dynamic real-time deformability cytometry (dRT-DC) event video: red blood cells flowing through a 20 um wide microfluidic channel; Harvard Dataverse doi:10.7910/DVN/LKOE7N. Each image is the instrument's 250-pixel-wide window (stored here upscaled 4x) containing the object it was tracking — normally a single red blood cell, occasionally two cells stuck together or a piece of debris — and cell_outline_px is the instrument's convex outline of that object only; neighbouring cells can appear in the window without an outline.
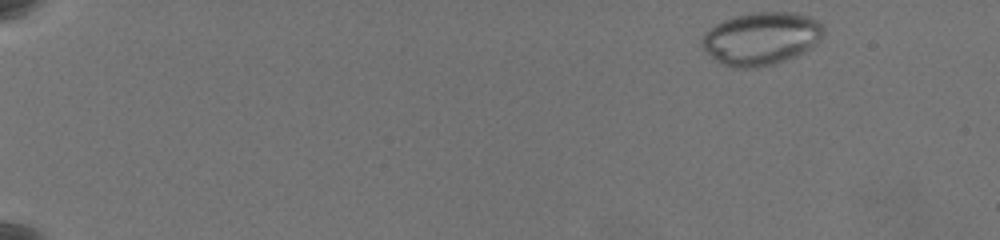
{"species": "common noctule bat (a hibernating species)", "species_latin": "Nyctalus noctula", "temperature_condition": "warm", "stored_images_in_passage": 57, "camera_frame_rate_fps": 3000, "um_per_image_px": 0.085, "animal": {"sex": "female", "body_mass_g": 19.5, "forearm_length_mm": 54.1}, "frame": {"image": 1, "passage_image": 1, "time_ms": 0.0, "image_size_px": [1000, 240], "cell_outline_px": [[824, 32], [820, 40], [812, 48], [796, 56], [776, 64], [756, 68], [732, 68], [720, 64], [712, 60], [700, 44], [700, 40], [704, 32], [716, 24], [724, 20], [748, 12], [796, 12], [808, 16], [816, 20], [824, 28]], "centroid_in_image_um": [64.67, 3.29], "position_along_channel_um": 20.3, "area_um2": 38.09}}
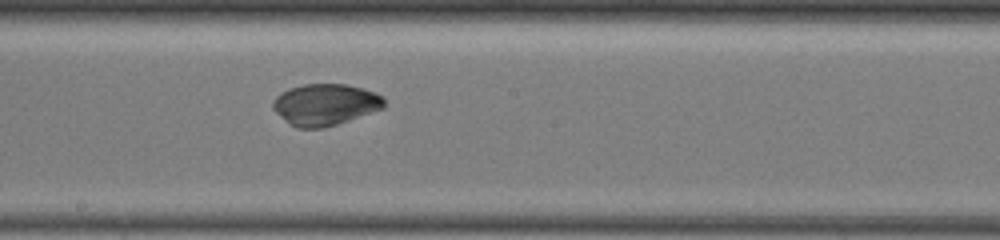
{"frame": {"image": 2, "passage_image": 32, "time_ms": 10.333, "image_size_px": [1000, 240], "cell_outline_px": [[384, 108], [336, 124], [320, 128], [296, 128], [276, 112], [272, 108], [272, 100], [280, 92], [288, 88], [304, 84], [344, 84], [364, 88], [376, 92], [384, 96]], "centroid_in_image_um": [27.64, 8.87], "position_along_channel_um": 220.6, "area_um2": 26.88}}
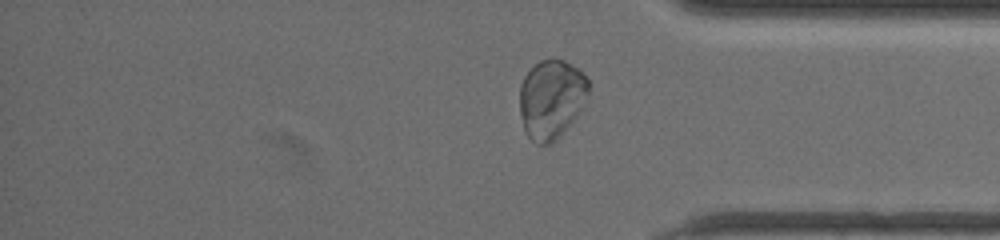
{"frame": {"image": 3, "passage_image": 47, "time_ms": 15.333, "image_size_px": [1000, 240], "cell_outline_px": [[588, 92], [576, 116], [556, 140], [552, 144], [536, 144], [524, 132], [520, 112], [520, 84], [524, 76], [540, 60], [552, 56], [564, 60], [580, 68], [584, 72], [588, 80]], "centroid_in_image_um": [46.85, 8.38], "position_along_channel_um": 388.4, "area_um2": 31.91}}